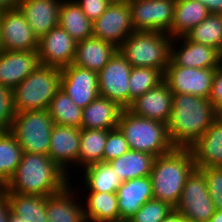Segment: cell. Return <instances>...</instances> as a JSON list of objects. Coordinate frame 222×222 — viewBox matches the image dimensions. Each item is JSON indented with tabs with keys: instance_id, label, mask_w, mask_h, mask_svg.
<instances>
[{
	"instance_id": "6da1fadb",
	"label": "cell",
	"mask_w": 222,
	"mask_h": 222,
	"mask_svg": "<svg viewBox=\"0 0 222 222\" xmlns=\"http://www.w3.org/2000/svg\"><path fill=\"white\" fill-rule=\"evenodd\" d=\"M68 173L47 155L23 152L21 162L3 192L44 197L59 193L69 186Z\"/></svg>"
},
{
	"instance_id": "7a4b0ae2",
	"label": "cell",
	"mask_w": 222,
	"mask_h": 222,
	"mask_svg": "<svg viewBox=\"0 0 222 222\" xmlns=\"http://www.w3.org/2000/svg\"><path fill=\"white\" fill-rule=\"evenodd\" d=\"M215 120L216 110L208 98L173 93L167 129L175 147L192 146Z\"/></svg>"
},
{
	"instance_id": "3957f363",
	"label": "cell",
	"mask_w": 222,
	"mask_h": 222,
	"mask_svg": "<svg viewBox=\"0 0 222 222\" xmlns=\"http://www.w3.org/2000/svg\"><path fill=\"white\" fill-rule=\"evenodd\" d=\"M195 167L190 148L175 147L169 153L155 157L150 173L153 198L175 208L188 175Z\"/></svg>"
},
{
	"instance_id": "277c9868",
	"label": "cell",
	"mask_w": 222,
	"mask_h": 222,
	"mask_svg": "<svg viewBox=\"0 0 222 222\" xmlns=\"http://www.w3.org/2000/svg\"><path fill=\"white\" fill-rule=\"evenodd\" d=\"M117 127L123 133L130 150L142 151L155 157L172 151L167 124L134 115L122 109Z\"/></svg>"
},
{
	"instance_id": "5b68a950",
	"label": "cell",
	"mask_w": 222,
	"mask_h": 222,
	"mask_svg": "<svg viewBox=\"0 0 222 222\" xmlns=\"http://www.w3.org/2000/svg\"><path fill=\"white\" fill-rule=\"evenodd\" d=\"M172 39L164 32L134 31L118 51L132 67H150L165 73L170 62Z\"/></svg>"
},
{
	"instance_id": "8992f818",
	"label": "cell",
	"mask_w": 222,
	"mask_h": 222,
	"mask_svg": "<svg viewBox=\"0 0 222 222\" xmlns=\"http://www.w3.org/2000/svg\"><path fill=\"white\" fill-rule=\"evenodd\" d=\"M61 69L39 64L13 92L16 113L48 110L51 100L60 89Z\"/></svg>"
},
{
	"instance_id": "52a82bcc",
	"label": "cell",
	"mask_w": 222,
	"mask_h": 222,
	"mask_svg": "<svg viewBox=\"0 0 222 222\" xmlns=\"http://www.w3.org/2000/svg\"><path fill=\"white\" fill-rule=\"evenodd\" d=\"M53 127L48 110L23 111L15 114L9 132L23 152L48 156Z\"/></svg>"
},
{
	"instance_id": "ba28073f",
	"label": "cell",
	"mask_w": 222,
	"mask_h": 222,
	"mask_svg": "<svg viewBox=\"0 0 222 222\" xmlns=\"http://www.w3.org/2000/svg\"><path fill=\"white\" fill-rule=\"evenodd\" d=\"M174 209L190 222H208L214 215L216 207L210 197L202 169L195 167L188 175Z\"/></svg>"
},
{
	"instance_id": "9c48e42d",
	"label": "cell",
	"mask_w": 222,
	"mask_h": 222,
	"mask_svg": "<svg viewBox=\"0 0 222 222\" xmlns=\"http://www.w3.org/2000/svg\"><path fill=\"white\" fill-rule=\"evenodd\" d=\"M130 63L119 51L98 72L99 96L115 101L123 109L130 106Z\"/></svg>"
},
{
	"instance_id": "30bf717a",
	"label": "cell",
	"mask_w": 222,
	"mask_h": 222,
	"mask_svg": "<svg viewBox=\"0 0 222 222\" xmlns=\"http://www.w3.org/2000/svg\"><path fill=\"white\" fill-rule=\"evenodd\" d=\"M176 0H133L129 4L134 31L164 32L171 37Z\"/></svg>"
},
{
	"instance_id": "8fae6325",
	"label": "cell",
	"mask_w": 222,
	"mask_h": 222,
	"mask_svg": "<svg viewBox=\"0 0 222 222\" xmlns=\"http://www.w3.org/2000/svg\"><path fill=\"white\" fill-rule=\"evenodd\" d=\"M215 69L167 66L164 81L173 93L209 98Z\"/></svg>"
},
{
	"instance_id": "7c38bea8",
	"label": "cell",
	"mask_w": 222,
	"mask_h": 222,
	"mask_svg": "<svg viewBox=\"0 0 222 222\" xmlns=\"http://www.w3.org/2000/svg\"><path fill=\"white\" fill-rule=\"evenodd\" d=\"M0 27L4 51H37L38 38L18 8L0 12Z\"/></svg>"
},
{
	"instance_id": "4fadbf2b",
	"label": "cell",
	"mask_w": 222,
	"mask_h": 222,
	"mask_svg": "<svg viewBox=\"0 0 222 222\" xmlns=\"http://www.w3.org/2000/svg\"><path fill=\"white\" fill-rule=\"evenodd\" d=\"M60 89L83 109L99 96L98 73L68 65L61 69Z\"/></svg>"
},
{
	"instance_id": "5bb4252c",
	"label": "cell",
	"mask_w": 222,
	"mask_h": 222,
	"mask_svg": "<svg viewBox=\"0 0 222 222\" xmlns=\"http://www.w3.org/2000/svg\"><path fill=\"white\" fill-rule=\"evenodd\" d=\"M93 37L119 47L134 32L129 5L110 4L105 12L92 22Z\"/></svg>"
},
{
	"instance_id": "9a60e30c",
	"label": "cell",
	"mask_w": 222,
	"mask_h": 222,
	"mask_svg": "<svg viewBox=\"0 0 222 222\" xmlns=\"http://www.w3.org/2000/svg\"><path fill=\"white\" fill-rule=\"evenodd\" d=\"M77 41L63 28L57 26L38 40L37 53L42 65L62 69L71 65Z\"/></svg>"
},
{
	"instance_id": "2e32d148",
	"label": "cell",
	"mask_w": 222,
	"mask_h": 222,
	"mask_svg": "<svg viewBox=\"0 0 222 222\" xmlns=\"http://www.w3.org/2000/svg\"><path fill=\"white\" fill-rule=\"evenodd\" d=\"M173 92L165 81L136 98L127 108L134 115L168 123L171 115Z\"/></svg>"
},
{
	"instance_id": "e0dca14e",
	"label": "cell",
	"mask_w": 222,
	"mask_h": 222,
	"mask_svg": "<svg viewBox=\"0 0 222 222\" xmlns=\"http://www.w3.org/2000/svg\"><path fill=\"white\" fill-rule=\"evenodd\" d=\"M40 64L37 51L0 52V85L12 90Z\"/></svg>"
},
{
	"instance_id": "ac0fdd59",
	"label": "cell",
	"mask_w": 222,
	"mask_h": 222,
	"mask_svg": "<svg viewBox=\"0 0 222 222\" xmlns=\"http://www.w3.org/2000/svg\"><path fill=\"white\" fill-rule=\"evenodd\" d=\"M173 39H181L180 41H184L182 42L184 43L182 44V47L176 49L178 51L174 49ZM173 39L171 42V55L168 66L217 68L222 63L220 53L215 48L192 42L185 36Z\"/></svg>"
},
{
	"instance_id": "d6986e66",
	"label": "cell",
	"mask_w": 222,
	"mask_h": 222,
	"mask_svg": "<svg viewBox=\"0 0 222 222\" xmlns=\"http://www.w3.org/2000/svg\"><path fill=\"white\" fill-rule=\"evenodd\" d=\"M59 0H21L18 9L38 38H42L51 29L58 26Z\"/></svg>"
},
{
	"instance_id": "ffe728a7",
	"label": "cell",
	"mask_w": 222,
	"mask_h": 222,
	"mask_svg": "<svg viewBox=\"0 0 222 222\" xmlns=\"http://www.w3.org/2000/svg\"><path fill=\"white\" fill-rule=\"evenodd\" d=\"M80 151V129L54 124L50 135L48 156L67 173V164L78 162Z\"/></svg>"
},
{
	"instance_id": "44dd1931",
	"label": "cell",
	"mask_w": 222,
	"mask_h": 222,
	"mask_svg": "<svg viewBox=\"0 0 222 222\" xmlns=\"http://www.w3.org/2000/svg\"><path fill=\"white\" fill-rule=\"evenodd\" d=\"M120 219L130 220L141 206L153 199L150 176L123 181L117 190Z\"/></svg>"
},
{
	"instance_id": "7402d4cb",
	"label": "cell",
	"mask_w": 222,
	"mask_h": 222,
	"mask_svg": "<svg viewBox=\"0 0 222 222\" xmlns=\"http://www.w3.org/2000/svg\"><path fill=\"white\" fill-rule=\"evenodd\" d=\"M117 51L114 44L92 36L76 43L72 64L98 73Z\"/></svg>"
},
{
	"instance_id": "603a6c76",
	"label": "cell",
	"mask_w": 222,
	"mask_h": 222,
	"mask_svg": "<svg viewBox=\"0 0 222 222\" xmlns=\"http://www.w3.org/2000/svg\"><path fill=\"white\" fill-rule=\"evenodd\" d=\"M189 148L196 168L222 167V125L215 120Z\"/></svg>"
},
{
	"instance_id": "cb8c5ba5",
	"label": "cell",
	"mask_w": 222,
	"mask_h": 222,
	"mask_svg": "<svg viewBox=\"0 0 222 222\" xmlns=\"http://www.w3.org/2000/svg\"><path fill=\"white\" fill-rule=\"evenodd\" d=\"M4 193L10 206L7 222H48L46 197L14 192Z\"/></svg>"
},
{
	"instance_id": "d4e9b609",
	"label": "cell",
	"mask_w": 222,
	"mask_h": 222,
	"mask_svg": "<svg viewBox=\"0 0 222 222\" xmlns=\"http://www.w3.org/2000/svg\"><path fill=\"white\" fill-rule=\"evenodd\" d=\"M115 101L98 96L82 110V129L111 130L117 128L122 111Z\"/></svg>"
},
{
	"instance_id": "484cf974",
	"label": "cell",
	"mask_w": 222,
	"mask_h": 222,
	"mask_svg": "<svg viewBox=\"0 0 222 222\" xmlns=\"http://www.w3.org/2000/svg\"><path fill=\"white\" fill-rule=\"evenodd\" d=\"M201 0H176L171 26V37L185 36L209 15Z\"/></svg>"
},
{
	"instance_id": "4316f807",
	"label": "cell",
	"mask_w": 222,
	"mask_h": 222,
	"mask_svg": "<svg viewBox=\"0 0 222 222\" xmlns=\"http://www.w3.org/2000/svg\"><path fill=\"white\" fill-rule=\"evenodd\" d=\"M67 186L57 194L46 197V215L48 222H86L84 207L77 204ZM73 199V200H72Z\"/></svg>"
},
{
	"instance_id": "83f0119b",
	"label": "cell",
	"mask_w": 222,
	"mask_h": 222,
	"mask_svg": "<svg viewBox=\"0 0 222 222\" xmlns=\"http://www.w3.org/2000/svg\"><path fill=\"white\" fill-rule=\"evenodd\" d=\"M58 26L74 40L82 41L93 36L92 21L87 18L75 1L62 0L59 8Z\"/></svg>"
},
{
	"instance_id": "f1b7e54d",
	"label": "cell",
	"mask_w": 222,
	"mask_h": 222,
	"mask_svg": "<svg viewBox=\"0 0 222 222\" xmlns=\"http://www.w3.org/2000/svg\"><path fill=\"white\" fill-rule=\"evenodd\" d=\"M155 156L129 150L118 158L108 162L115 169L116 175L123 181L150 176Z\"/></svg>"
},
{
	"instance_id": "f546056e",
	"label": "cell",
	"mask_w": 222,
	"mask_h": 222,
	"mask_svg": "<svg viewBox=\"0 0 222 222\" xmlns=\"http://www.w3.org/2000/svg\"><path fill=\"white\" fill-rule=\"evenodd\" d=\"M87 208H84L86 222H103L120 219L117 193L89 192Z\"/></svg>"
},
{
	"instance_id": "4dcf8cb0",
	"label": "cell",
	"mask_w": 222,
	"mask_h": 222,
	"mask_svg": "<svg viewBox=\"0 0 222 222\" xmlns=\"http://www.w3.org/2000/svg\"><path fill=\"white\" fill-rule=\"evenodd\" d=\"M109 130L80 129V151L78 163L86 167L103 162L104 147Z\"/></svg>"
},
{
	"instance_id": "1f68e13d",
	"label": "cell",
	"mask_w": 222,
	"mask_h": 222,
	"mask_svg": "<svg viewBox=\"0 0 222 222\" xmlns=\"http://www.w3.org/2000/svg\"><path fill=\"white\" fill-rule=\"evenodd\" d=\"M85 186L90 192L116 193L122 180L109 163L100 162L85 168Z\"/></svg>"
},
{
	"instance_id": "d6a6232c",
	"label": "cell",
	"mask_w": 222,
	"mask_h": 222,
	"mask_svg": "<svg viewBox=\"0 0 222 222\" xmlns=\"http://www.w3.org/2000/svg\"><path fill=\"white\" fill-rule=\"evenodd\" d=\"M82 110L63 90L59 89L50 102L48 113L54 124L81 129Z\"/></svg>"
},
{
	"instance_id": "836d02e7",
	"label": "cell",
	"mask_w": 222,
	"mask_h": 222,
	"mask_svg": "<svg viewBox=\"0 0 222 222\" xmlns=\"http://www.w3.org/2000/svg\"><path fill=\"white\" fill-rule=\"evenodd\" d=\"M23 150L9 131H0V189L14 174L21 162Z\"/></svg>"
},
{
	"instance_id": "e575fe53",
	"label": "cell",
	"mask_w": 222,
	"mask_h": 222,
	"mask_svg": "<svg viewBox=\"0 0 222 222\" xmlns=\"http://www.w3.org/2000/svg\"><path fill=\"white\" fill-rule=\"evenodd\" d=\"M185 37L192 42L210 46L220 52L222 48V14L210 13Z\"/></svg>"
},
{
	"instance_id": "d590c367",
	"label": "cell",
	"mask_w": 222,
	"mask_h": 222,
	"mask_svg": "<svg viewBox=\"0 0 222 222\" xmlns=\"http://www.w3.org/2000/svg\"><path fill=\"white\" fill-rule=\"evenodd\" d=\"M163 81L164 73L161 70L150 67H132L129 77L130 105L136 98L157 87Z\"/></svg>"
},
{
	"instance_id": "8d00e7d4",
	"label": "cell",
	"mask_w": 222,
	"mask_h": 222,
	"mask_svg": "<svg viewBox=\"0 0 222 222\" xmlns=\"http://www.w3.org/2000/svg\"><path fill=\"white\" fill-rule=\"evenodd\" d=\"M174 208L157 199L148 200L130 219L131 222H162Z\"/></svg>"
},
{
	"instance_id": "74e56055",
	"label": "cell",
	"mask_w": 222,
	"mask_h": 222,
	"mask_svg": "<svg viewBox=\"0 0 222 222\" xmlns=\"http://www.w3.org/2000/svg\"><path fill=\"white\" fill-rule=\"evenodd\" d=\"M129 150L128 142L120 129L118 127L111 129L108 132L107 141L104 147L103 162L108 163Z\"/></svg>"
},
{
	"instance_id": "f35d334b",
	"label": "cell",
	"mask_w": 222,
	"mask_h": 222,
	"mask_svg": "<svg viewBox=\"0 0 222 222\" xmlns=\"http://www.w3.org/2000/svg\"><path fill=\"white\" fill-rule=\"evenodd\" d=\"M16 111L12 89L0 85V131H9Z\"/></svg>"
},
{
	"instance_id": "ab89813d",
	"label": "cell",
	"mask_w": 222,
	"mask_h": 222,
	"mask_svg": "<svg viewBox=\"0 0 222 222\" xmlns=\"http://www.w3.org/2000/svg\"><path fill=\"white\" fill-rule=\"evenodd\" d=\"M207 182V188L216 209L222 208V167L201 168Z\"/></svg>"
},
{
	"instance_id": "60d3db41",
	"label": "cell",
	"mask_w": 222,
	"mask_h": 222,
	"mask_svg": "<svg viewBox=\"0 0 222 222\" xmlns=\"http://www.w3.org/2000/svg\"><path fill=\"white\" fill-rule=\"evenodd\" d=\"M92 22L98 19L110 6L109 0H74Z\"/></svg>"
},
{
	"instance_id": "b9f144b4",
	"label": "cell",
	"mask_w": 222,
	"mask_h": 222,
	"mask_svg": "<svg viewBox=\"0 0 222 222\" xmlns=\"http://www.w3.org/2000/svg\"><path fill=\"white\" fill-rule=\"evenodd\" d=\"M208 99L214 105L215 110L222 108V63L215 69Z\"/></svg>"
},
{
	"instance_id": "7bdbcfd3",
	"label": "cell",
	"mask_w": 222,
	"mask_h": 222,
	"mask_svg": "<svg viewBox=\"0 0 222 222\" xmlns=\"http://www.w3.org/2000/svg\"><path fill=\"white\" fill-rule=\"evenodd\" d=\"M10 206L6 194L0 189V222H7Z\"/></svg>"
},
{
	"instance_id": "ee69618b",
	"label": "cell",
	"mask_w": 222,
	"mask_h": 222,
	"mask_svg": "<svg viewBox=\"0 0 222 222\" xmlns=\"http://www.w3.org/2000/svg\"><path fill=\"white\" fill-rule=\"evenodd\" d=\"M162 222H187V220L180 212L173 209Z\"/></svg>"
},
{
	"instance_id": "f6af8a7d",
	"label": "cell",
	"mask_w": 222,
	"mask_h": 222,
	"mask_svg": "<svg viewBox=\"0 0 222 222\" xmlns=\"http://www.w3.org/2000/svg\"><path fill=\"white\" fill-rule=\"evenodd\" d=\"M21 0H0V12L4 10L16 9Z\"/></svg>"
},
{
	"instance_id": "bcb514c9",
	"label": "cell",
	"mask_w": 222,
	"mask_h": 222,
	"mask_svg": "<svg viewBox=\"0 0 222 222\" xmlns=\"http://www.w3.org/2000/svg\"><path fill=\"white\" fill-rule=\"evenodd\" d=\"M209 13L222 14V0H212L209 3Z\"/></svg>"
},
{
	"instance_id": "7dc6e473",
	"label": "cell",
	"mask_w": 222,
	"mask_h": 222,
	"mask_svg": "<svg viewBox=\"0 0 222 222\" xmlns=\"http://www.w3.org/2000/svg\"><path fill=\"white\" fill-rule=\"evenodd\" d=\"M208 222H222V208L216 209L214 215L209 219Z\"/></svg>"
},
{
	"instance_id": "c3c4849f",
	"label": "cell",
	"mask_w": 222,
	"mask_h": 222,
	"mask_svg": "<svg viewBox=\"0 0 222 222\" xmlns=\"http://www.w3.org/2000/svg\"><path fill=\"white\" fill-rule=\"evenodd\" d=\"M111 4L129 5L133 0H109Z\"/></svg>"
},
{
	"instance_id": "681fc988",
	"label": "cell",
	"mask_w": 222,
	"mask_h": 222,
	"mask_svg": "<svg viewBox=\"0 0 222 222\" xmlns=\"http://www.w3.org/2000/svg\"><path fill=\"white\" fill-rule=\"evenodd\" d=\"M216 120L222 125V108L216 110Z\"/></svg>"
},
{
	"instance_id": "f907efd6",
	"label": "cell",
	"mask_w": 222,
	"mask_h": 222,
	"mask_svg": "<svg viewBox=\"0 0 222 222\" xmlns=\"http://www.w3.org/2000/svg\"><path fill=\"white\" fill-rule=\"evenodd\" d=\"M208 8L209 10V3H212V0H201Z\"/></svg>"
},
{
	"instance_id": "816d5d0a",
	"label": "cell",
	"mask_w": 222,
	"mask_h": 222,
	"mask_svg": "<svg viewBox=\"0 0 222 222\" xmlns=\"http://www.w3.org/2000/svg\"><path fill=\"white\" fill-rule=\"evenodd\" d=\"M3 50L2 38H1V27H0V52Z\"/></svg>"
},
{
	"instance_id": "f5cc1de1",
	"label": "cell",
	"mask_w": 222,
	"mask_h": 222,
	"mask_svg": "<svg viewBox=\"0 0 222 222\" xmlns=\"http://www.w3.org/2000/svg\"><path fill=\"white\" fill-rule=\"evenodd\" d=\"M103 222H127V220L119 219L114 221H103Z\"/></svg>"
},
{
	"instance_id": "db71d44e",
	"label": "cell",
	"mask_w": 222,
	"mask_h": 222,
	"mask_svg": "<svg viewBox=\"0 0 222 222\" xmlns=\"http://www.w3.org/2000/svg\"><path fill=\"white\" fill-rule=\"evenodd\" d=\"M219 53H220V57H221V61H222V48H221V51Z\"/></svg>"
}]
</instances>
